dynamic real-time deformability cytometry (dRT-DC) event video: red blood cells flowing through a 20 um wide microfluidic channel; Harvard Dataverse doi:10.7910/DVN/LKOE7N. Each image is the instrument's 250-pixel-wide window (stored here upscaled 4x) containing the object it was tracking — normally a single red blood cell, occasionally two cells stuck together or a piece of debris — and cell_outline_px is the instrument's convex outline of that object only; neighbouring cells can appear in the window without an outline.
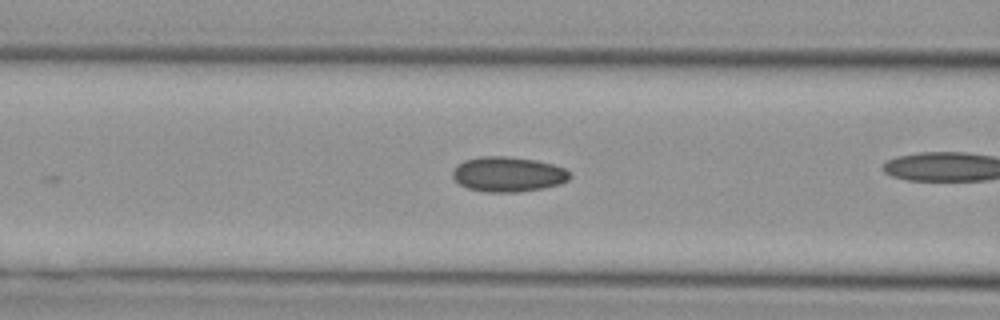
{"species": "Egyptian fruit bat (a non-hibernating species)", "species_latin": "Rousettus aegyptiacus", "temperature_condition": "cold", "stored_images_in_passage": 17, "camera_frame_rate_fps": 3000, "um_per_image_px": 0.085, "animal": {"sex": "female"}, "frame": {"image": 1, "passage_image": 6, "time_ms": 1.667, "image_size_px": [1000, 320], "cell_outline_px": [[572, 176], [568, 180], [560, 184], [544, 188], [516, 192], [488, 192], [468, 188], [460, 184], [452, 176], [452, 172], [464, 160], [480, 156], [508, 156], [536, 160], [552, 164], [564, 168]], "centroid_in_image_um": [43.21, 14.81], "position_along_channel_um": 123.4, "area_um2": 23.81}}